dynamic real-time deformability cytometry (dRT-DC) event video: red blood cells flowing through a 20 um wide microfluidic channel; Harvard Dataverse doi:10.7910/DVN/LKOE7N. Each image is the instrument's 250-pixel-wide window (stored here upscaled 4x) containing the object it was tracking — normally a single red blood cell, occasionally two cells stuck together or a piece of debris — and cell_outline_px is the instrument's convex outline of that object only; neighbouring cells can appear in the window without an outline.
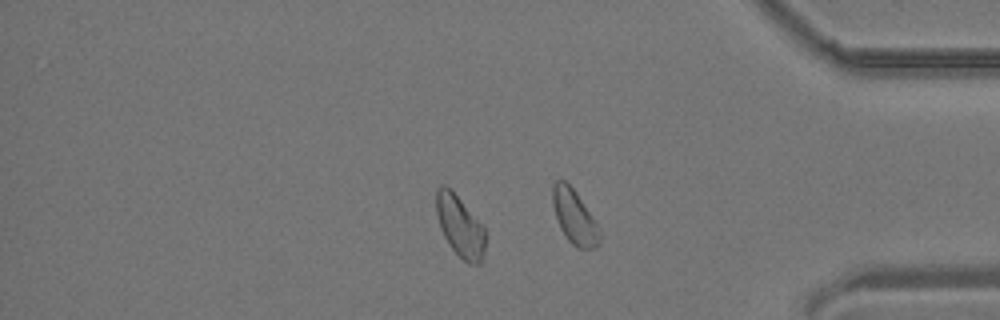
{"species": "common noctule bat (a hibernating species)", "species_latin": "Nyctalus noctula", "temperature_condition": "room temperature", "stored_images_in_passage": 31, "camera_frame_rate_fps": 3000, "um_per_image_px": 0.085, "animal": {"sex": "male", "body_mass_g": 19.2, "forearm_length_mm": 51.8}, "frame": {"image": 1, "passage_image": 27, "time_ms": 8.667, "image_size_px": [1000, 320], "cell_outline_px": [[484, 252], [480, 264], [468, 264], [452, 248], [444, 236], [440, 228], [436, 212], [436, 188], [440, 184], [444, 184], [460, 200], [484, 228]], "centroid_in_image_um": [39.07, 19.24], "position_along_channel_um": 396.1, "area_um2": 16.99}}